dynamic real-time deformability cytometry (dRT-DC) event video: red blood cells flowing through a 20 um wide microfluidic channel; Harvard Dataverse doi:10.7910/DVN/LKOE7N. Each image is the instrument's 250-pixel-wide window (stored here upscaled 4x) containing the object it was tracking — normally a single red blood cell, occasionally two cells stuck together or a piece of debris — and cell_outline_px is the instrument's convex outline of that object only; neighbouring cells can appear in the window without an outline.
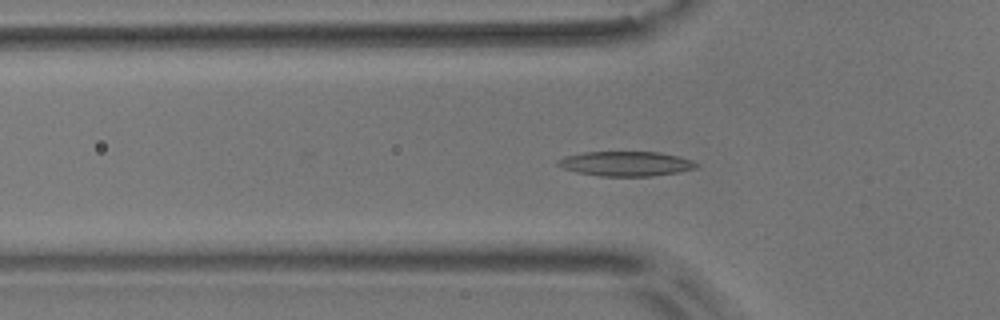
{"species": "common noctule bat (a hibernating species)", "species_latin": "Nyctalus noctula", "temperature_condition": "room temperature", "stored_images_in_passage": 55, "camera_frame_rate_fps": 3000, "um_per_image_px": 0.085, "animal": {"sex": "male", "body_mass_g": 17.9}, "frame": {"image": 1, "passage_image": 17, "time_ms": 5.333, "image_size_px": [1000, 320], "cell_outline_px": [[700, 164], [696, 168], [680, 172], [652, 176], [600, 176], [576, 172], [564, 168], [556, 164], [556, 160], [564, 156], [584, 152], [660, 152], [692, 160]], "centroid_in_image_um": [53.2, 13.91], "position_along_channel_um": 72.6, "area_um2": 20.0}}
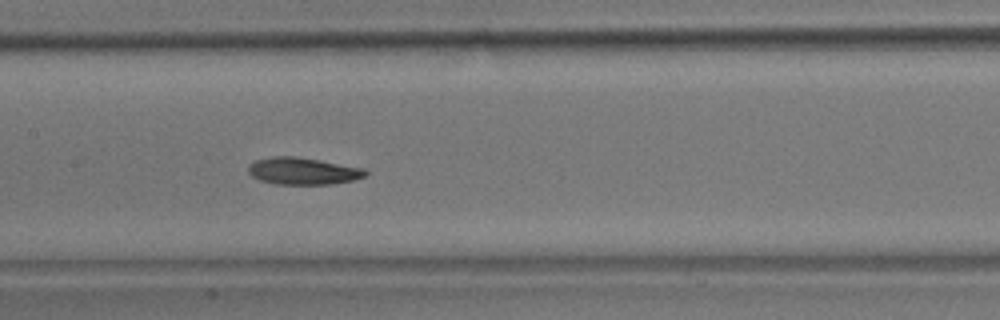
{"frame": {"image": 2, "passage_image": 26, "time_ms": 8.333, "image_size_px": [1000, 320], "cell_outline_px": [[368, 172], [364, 176], [352, 180], [328, 184], [276, 184], [260, 180], [252, 176], [248, 172], [248, 164], [256, 160], [272, 156], [296, 156], [320, 160], [364, 168]], "centroid_in_image_um": [25.71, 14.53], "position_along_channel_um": 181.7, "area_um2": 18.38}}
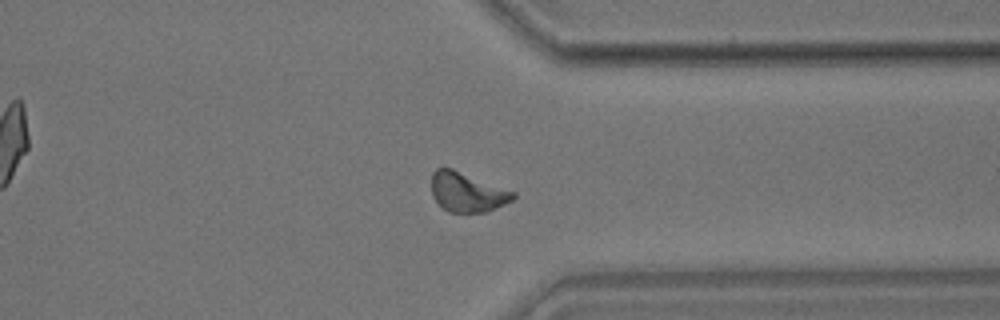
{"frame": {"image": 3, "passage_image": 42, "time_ms": 13.667, "image_size_px": [1000, 320], "cell_outline_px": [[516, 196], [512, 200], [488, 212], [448, 212], [432, 196], [432, 172], [436, 168], [452, 168], [516, 192]], "centroid_in_image_um": [39.72, 16.33], "position_along_channel_um": 371.7, "area_um2": 18.73}, "authors_computed_cell_mechanics": {"area_um2": 18.496, "velocity_mm_per_s": 3.6016, "shape_relaxation_time_tau1_ms": 5.0488, "shape_relaxation_time_tau2_ms": 7.8773, "deformation_change_tau1": 0.1343, "deformation_change_tau2": 0.1552}}